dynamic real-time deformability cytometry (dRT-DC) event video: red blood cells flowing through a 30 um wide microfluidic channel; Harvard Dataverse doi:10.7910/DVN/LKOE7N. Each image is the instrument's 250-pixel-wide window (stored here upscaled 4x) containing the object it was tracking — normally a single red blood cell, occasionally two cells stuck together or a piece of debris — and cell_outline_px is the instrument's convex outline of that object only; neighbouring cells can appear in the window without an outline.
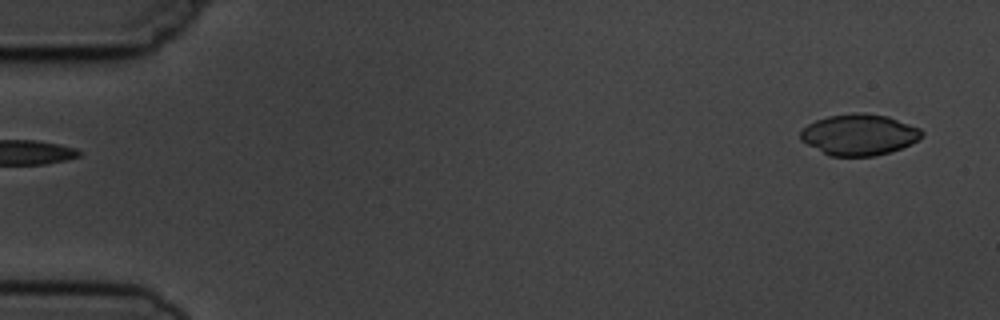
{"species": "common noctule bat (a hibernating species)", "species_latin": "Nyctalus noctula", "temperature_condition": "cold", "stored_images_in_passage": 5, "camera_frame_rate_fps": 3000, "um_per_image_px": 0.085, "animal": {"sex": "male", "body_mass_g": 19.5, "forearm_length_mm": 54.6}, "frame": {"image": 1, "passage_image": 5, "time_ms": 5.667, "image_size_px": [1000, 320], "cell_outline_px": [[924, 136], [900, 148], [876, 156], [828, 156], [800, 140], [800, 132], [808, 124], [816, 120], [828, 116], [852, 112], [864, 112], [888, 116], [920, 128], [924, 132]], "centroid_in_image_um": [73.01, 11.44], "position_along_channel_um": 12.0, "area_um2": 29.13}}